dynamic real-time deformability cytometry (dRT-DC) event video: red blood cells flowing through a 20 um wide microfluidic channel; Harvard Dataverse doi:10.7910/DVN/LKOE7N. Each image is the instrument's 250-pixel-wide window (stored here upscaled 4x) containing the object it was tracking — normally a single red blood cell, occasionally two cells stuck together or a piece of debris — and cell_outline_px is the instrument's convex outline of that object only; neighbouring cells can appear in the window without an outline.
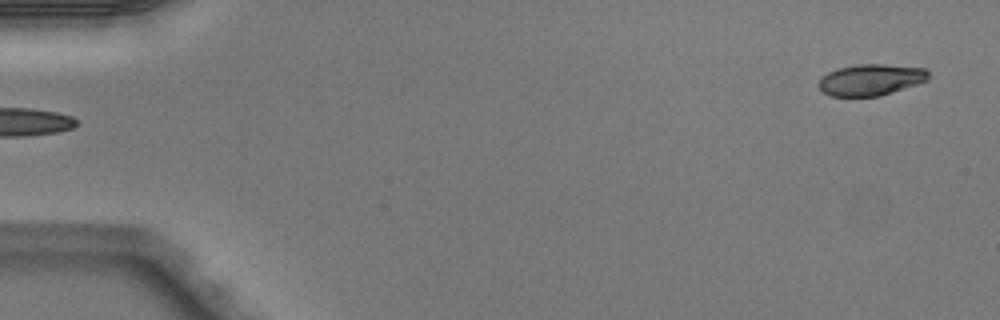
{"species": "Egyptian fruit bat (a non-hibernating species)", "species_latin": "Rousettus aegyptiacus", "temperature_condition": "warm", "stored_images_in_passage": 6, "segment_of_instrument_passage": [2, 2], "camera_frame_rate_fps": 3000, "um_per_image_px": 0.085, "animal": {"sex": "male"}, "frame": {"image": 1, "passage_image": 6, "time_ms": 1.667, "image_size_px": [1000, 320], "cell_outline_px": [[928, 80], [880, 96], [828, 96], [816, 84], [828, 72], [836, 68], [856, 64], [884, 64], [924, 68], [928, 72]], "centroid_in_image_um": [73.99, 6.77], "position_along_channel_um": 11.0, "area_um2": 20.0}}